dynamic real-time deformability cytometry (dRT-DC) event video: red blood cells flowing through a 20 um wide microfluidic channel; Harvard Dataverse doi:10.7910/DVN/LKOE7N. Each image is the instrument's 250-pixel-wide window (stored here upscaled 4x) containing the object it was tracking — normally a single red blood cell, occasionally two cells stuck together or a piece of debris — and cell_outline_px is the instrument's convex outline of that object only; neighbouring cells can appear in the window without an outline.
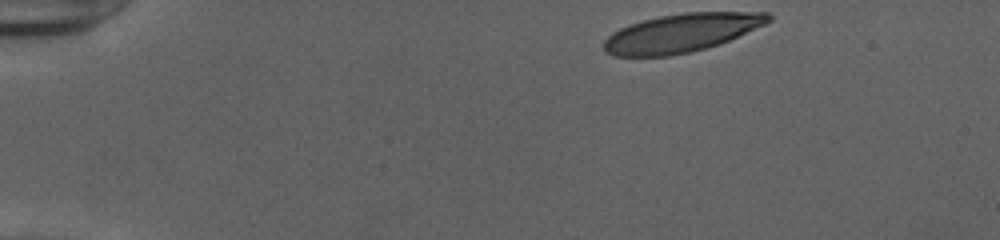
{"species": "human", "species_latin": "Homo sapiens", "temperature_condition": "cold", "stored_images_in_passage": 45, "camera_frame_rate_fps": 3000, "um_per_image_px": 0.085, "donor": {"sex": "female"}, "frame": {"image": 1, "passage_image": 1, "time_ms": 0.0, "image_size_px": [1000, 240], "cell_outline_px": [[772, 20], [764, 24], [720, 44], [692, 52], [672, 56], [612, 56], [604, 52], [604, 40], [612, 32], [628, 24], [660, 16], [684, 12], [768, 12], [772, 16]], "centroid_in_image_um": [57.89, 2.8], "position_along_channel_um": 27.1, "area_um2": 36.93}}
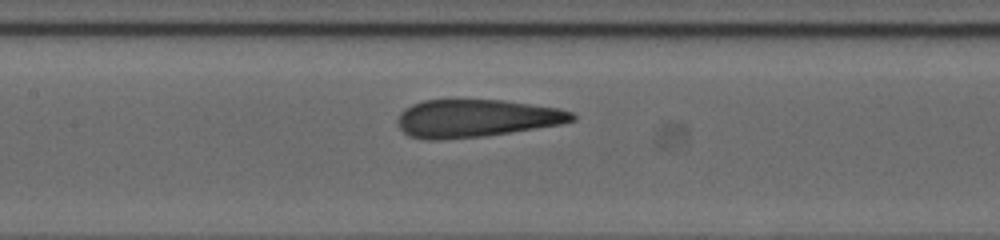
{"frame": {"image": 2, "passage_image": 19, "time_ms": 6.0, "image_size_px": [1000, 240], "cell_outline_px": [[576, 120], [560, 124], [484, 136], [440, 140], [424, 140], [408, 136], [400, 128], [396, 120], [400, 112], [404, 108], [412, 104], [424, 100], [504, 100], [560, 108], [572, 112], [576, 116]], "centroid_in_image_um": [40.44, 10.06], "position_along_channel_um": 167.0, "area_um2": 38.49}}
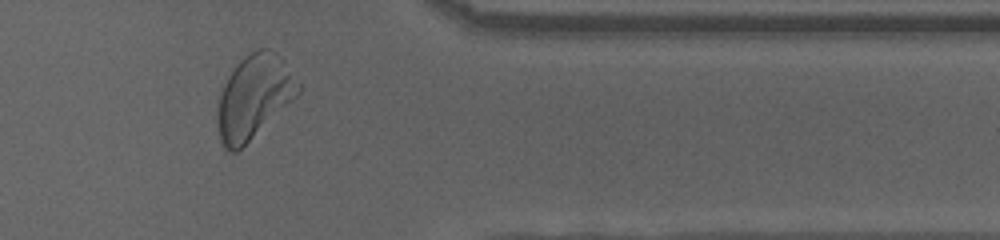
{"frame": {"image": 3, "passage_image": 37, "time_ms": 12.0, "image_size_px": [1000, 240], "cell_outline_px": [[300, 92], [296, 96], [236, 152], [228, 152], [224, 148], [220, 140], [216, 120], [216, 108], [220, 92], [228, 76], [236, 64], [244, 56], [260, 48], [268, 48], [300, 84]], "centroid_in_image_um": [21.49, 8.28], "position_along_channel_um": 389.9, "area_um2": 38.21}, "authors_computed_cell_mechanics": {"area_um2": 38.6104, "velocity_mm_per_s": 3.8994, "shape_relaxation_time_tau1_ms": 4.7943, "shape_relaxation_time_tau2_ms": 0.7856, "deformation_change_tau1": 0.2335, "deformation_change_tau2": 0.0805}}